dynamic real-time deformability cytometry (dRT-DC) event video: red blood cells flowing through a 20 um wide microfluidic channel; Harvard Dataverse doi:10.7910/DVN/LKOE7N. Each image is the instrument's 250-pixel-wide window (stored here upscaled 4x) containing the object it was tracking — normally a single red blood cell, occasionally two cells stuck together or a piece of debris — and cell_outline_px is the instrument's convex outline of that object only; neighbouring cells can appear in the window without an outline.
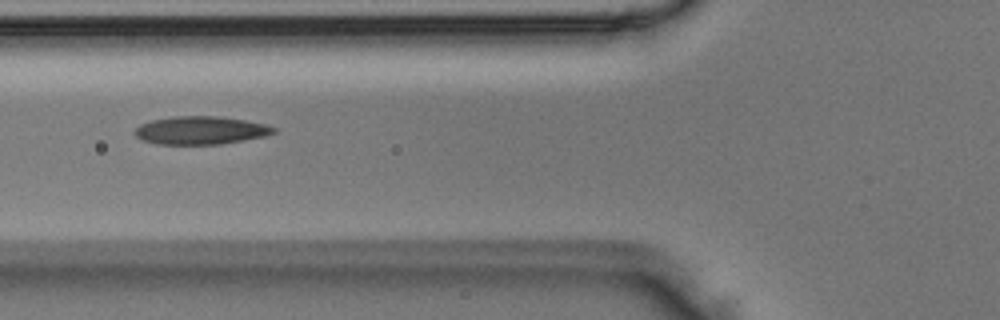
{"species": "Egyptian fruit bat (a non-hibernating species)", "species_latin": "Rousettus aegyptiacus", "temperature_condition": "room temperature", "stored_images_in_passage": 5, "camera_frame_rate_fps": 3000, "um_per_image_px": 0.085, "animal": {"sex": "male"}, "frame": {"image": 1, "passage_image": 4, "time_ms": 1.0, "image_size_px": [1000, 320], "cell_outline_px": [[276, 132], [264, 136], [244, 140], [220, 144], [156, 144], [140, 140], [132, 132], [140, 124], [152, 120], [176, 116], [216, 116], [244, 120], [264, 124], [276, 128]], "centroid_in_image_um": [17.01, 11.08], "position_along_channel_um": 108.8, "area_um2": 22.66}}
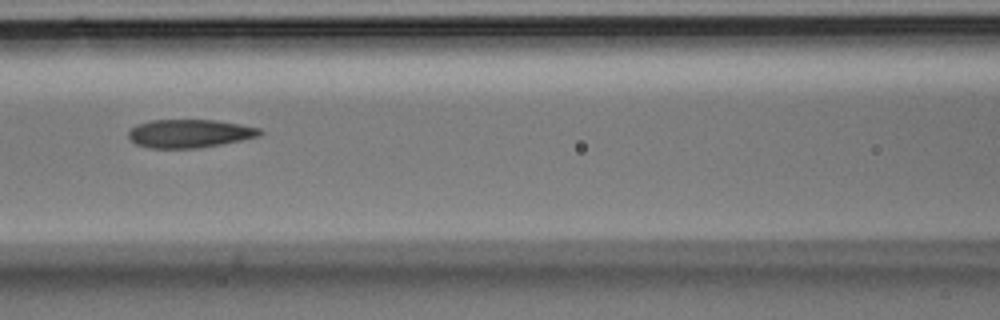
{"frame": {"image": 2, "passage_image": 5, "time_ms": 1.333, "image_size_px": [1000, 320], "cell_outline_px": [[264, 132], [260, 136], [200, 148], [148, 148], [136, 144], [128, 136], [128, 132], [136, 124], [152, 120], [216, 120], [240, 124], [260, 128]], "centroid_in_image_um": [16.12, 11.34], "position_along_channel_um": 150.5, "area_um2": 21.68}}